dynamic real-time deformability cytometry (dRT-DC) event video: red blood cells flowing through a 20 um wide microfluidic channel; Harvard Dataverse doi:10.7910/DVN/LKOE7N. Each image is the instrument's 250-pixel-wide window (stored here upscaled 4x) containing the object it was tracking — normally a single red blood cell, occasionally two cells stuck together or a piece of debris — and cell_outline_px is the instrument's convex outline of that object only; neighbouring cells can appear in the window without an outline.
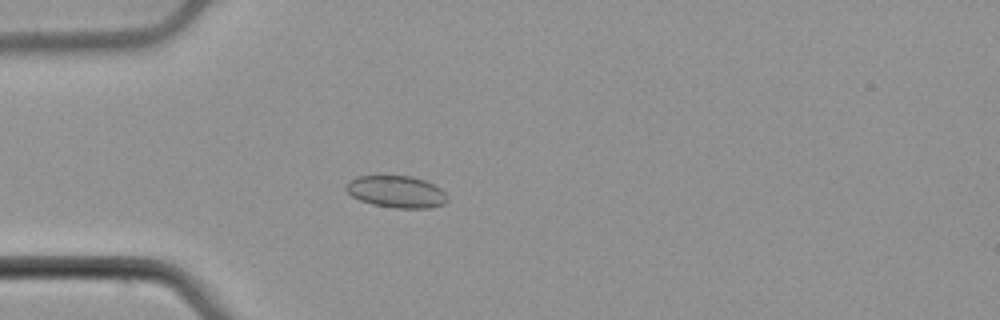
{"species": "common noctule bat (a hibernating species)", "species_latin": "Nyctalus noctula", "temperature_condition": "cold", "stored_images_in_passage": 4, "camera_frame_rate_fps": 3000, "um_per_image_px": 0.085, "animal": {"sex": "male", "body_mass_g": 21.5, "forearm_length_mm": 52.0}, "frame": {"image": 1, "passage_image": 3, "time_ms": 0.667, "image_size_px": [1000, 320], "cell_outline_px": [[448, 200], [444, 204], [428, 208], [396, 208], [372, 204], [360, 200], [352, 196], [344, 188], [348, 180], [356, 176], [412, 176], [424, 180], [440, 188], [448, 196]], "centroid_in_image_um": [33.68, 16.29], "position_along_channel_um": 51.3, "area_um2": 18.9}}